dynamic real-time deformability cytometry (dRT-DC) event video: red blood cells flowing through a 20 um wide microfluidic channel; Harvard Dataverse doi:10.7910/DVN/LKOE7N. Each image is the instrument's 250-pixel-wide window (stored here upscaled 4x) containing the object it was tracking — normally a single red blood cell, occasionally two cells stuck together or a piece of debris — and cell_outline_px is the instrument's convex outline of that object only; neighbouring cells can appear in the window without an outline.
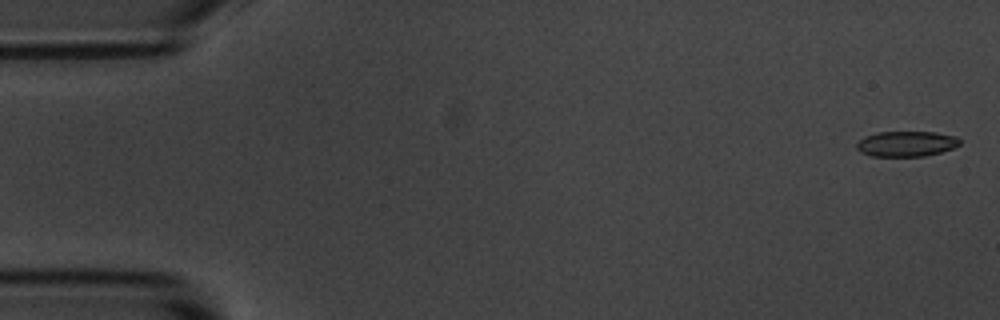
{"species": "common noctule bat (a hibernating species)", "species_latin": "Nyctalus noctula", "temperature_condition": "room temperature", "stored_images_in_passage": 4, "camera_frame_rate_fps": 3000, "um_per_image_px": 0.085, "animal": {"sex": "male", "body_mass_g": 20.1, "forearm_length_mm": 53.5}, "frame": {"image": 1, "passage_image": 1, "time_ms": 0.0, "image_size_px": [1000, 320], "cell_outline_px": [[960, 144], [952, 148], [940, 152], [924, 156], [872, 156], [860, 152], [856, 148], [856, 144], [864, 136], [876, 132], [936, 132], [956, 136], [960, 140]], "centroid_in_image_um": [77.02, 12.22], "position_along_channel_um": 8.0, "area_um2": 15.26}}